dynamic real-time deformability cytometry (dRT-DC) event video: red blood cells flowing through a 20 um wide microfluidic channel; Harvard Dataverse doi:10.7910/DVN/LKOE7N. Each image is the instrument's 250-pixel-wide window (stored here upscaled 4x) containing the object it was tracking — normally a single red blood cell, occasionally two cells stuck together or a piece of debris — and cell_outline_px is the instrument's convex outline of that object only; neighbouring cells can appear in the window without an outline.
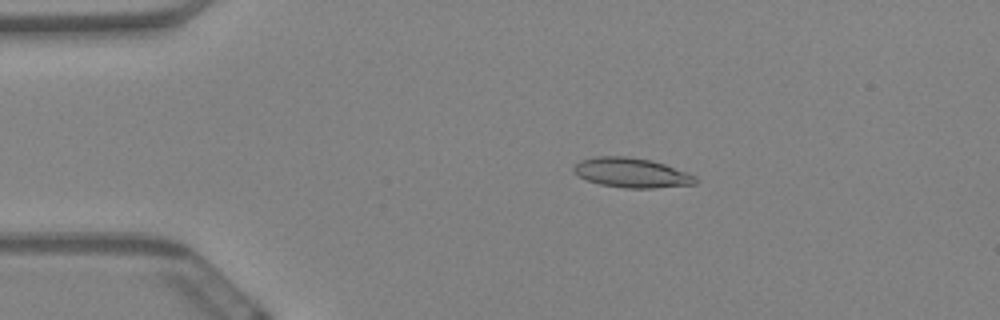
{"species": "Egyptian fruit bat (a non-hibernating species)", "species_latin": "Rousettus aegyptiacus", "temperature_condition": "warm", "stored_images_in_passage": 61, "camera_frame_rate_fps": 3000, "um_per_image_px": 0.085, "animal": {"sex": "female"}, "frame": {"image": 1, "passage_image": 12, "time_ms": 3.667, "image_size_px": [1000, 320], "cell_outline_px": [[696, 184], [652, 188], [624, 188], [600, 184], [588, 180], [572, 172], [572, 168], [580, 160], [596, 156], [628, 156], [652, 160], [664, 164], [696, 176]], "centroid_in_image_um": [53.66, 14.68], "position_along_channel_um": 31.3, "area_um2": 20.98}}
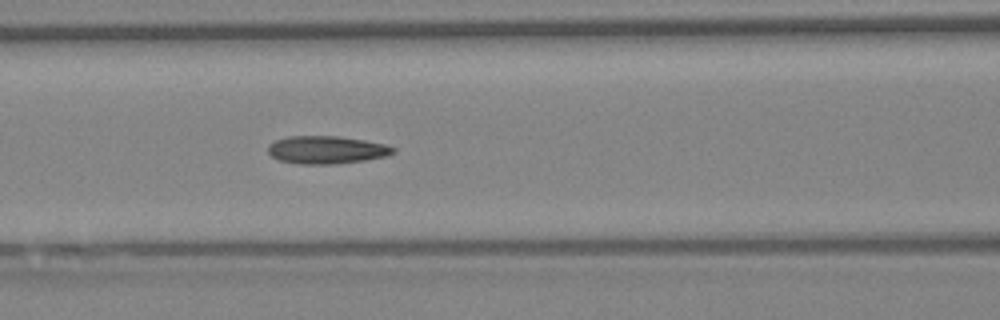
{"frame": {"image": 2, "passage_image": 26, "time_ms": 8.333, "image_size_px": [1000, 320], "cell_outline_px": [[396, 152], [388, 156], [364, 160], [336, 164], [296, 164], [280, 160], [272, 156], [268, 152], [268, 144], [276, 140], [288, 136], [336, 136], [364, 140], [384, 144], [396, 148]], "centroid_in_image_um": [27.76, 12.74], "position_along_channel_um": 138.8, "area_um2": 20.35}}
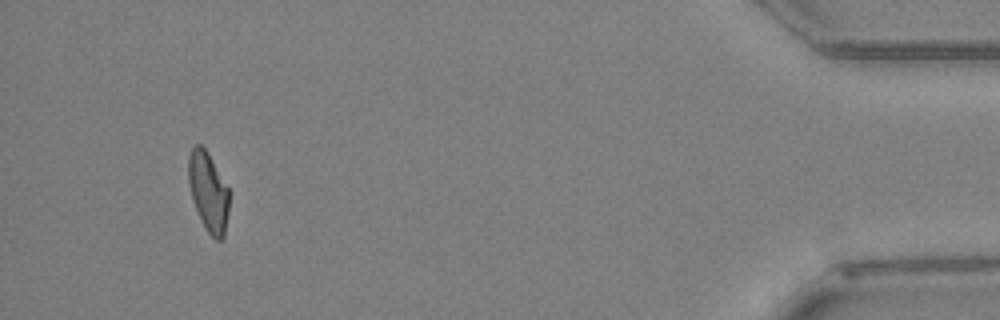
{"frame": {"image": 3, "passage_image": 57, "time_ms": 18.667, "image_size_px": [1000, 320], "cell_outline_px": [[228, 212], [224, 236], [220, 240], [216, 240], [204, 228], [192, 200], [188, 180], [188, 156], [192, 148], [196, 144], [200, 144], [208, 152], [228, 188]], "centroid_in_image_um": [17.69, 16.3], "position_along_channel_um": 417.5, "area_um2": 18.73}, "authors_computed_cell_mechanics": {"area_um2": 19.7098, "velocity_mm_per_s": 3.3876, "shape_relaxation_time_tau1_ms": null, "shape_relaxation_time_tau2_ms": 3.7955, "deformation_change_tau1": null, "deformation_change_tau2": 0.1276}}